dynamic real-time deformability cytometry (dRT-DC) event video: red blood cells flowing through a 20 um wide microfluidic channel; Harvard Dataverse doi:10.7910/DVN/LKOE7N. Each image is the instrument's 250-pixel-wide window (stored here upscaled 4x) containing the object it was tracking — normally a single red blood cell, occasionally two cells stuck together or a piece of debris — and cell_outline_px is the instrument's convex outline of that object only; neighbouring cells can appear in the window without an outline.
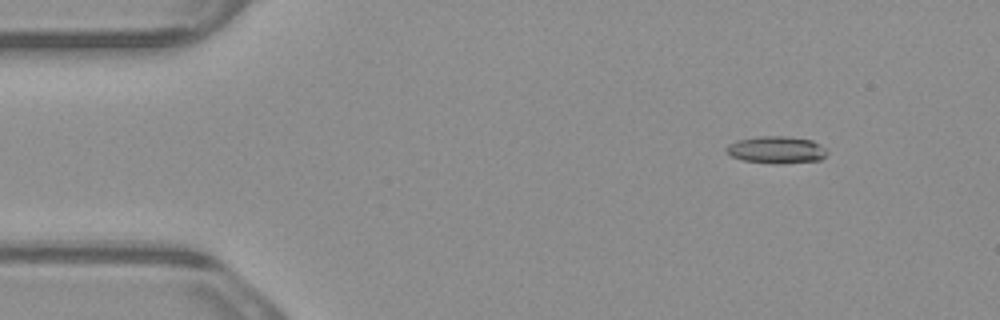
{"species": "common noctule bat (a hibernating species)", "species_latin": "Nyctalus noctula", "temperature_condition": "warm", "stored_images_in_passage": 3, "camera_frame_rate_fps": 3000, "um_per_image_px": 0.085, "animal": {"sex": "male", "body_mass_g": 23.1, "forearm_length_mm": 52.7}, "frame": {"image": 1, "passage_image": 3, "time_ms": 0.667, "image_size_px": [1000, 320], "cell_outline_px": [[828, 152], [820, 160], [780, 164], [776, 164], [744, 160], [732, 156], [724, 148], [728, 144], [736, 140], [760, 136], [784, 136], [812, 140], [820, 144]], "centroid_in_image_um": [65.99, 12.73], "position_along_channel_um": 19.0, "area_um2": 15.9}}